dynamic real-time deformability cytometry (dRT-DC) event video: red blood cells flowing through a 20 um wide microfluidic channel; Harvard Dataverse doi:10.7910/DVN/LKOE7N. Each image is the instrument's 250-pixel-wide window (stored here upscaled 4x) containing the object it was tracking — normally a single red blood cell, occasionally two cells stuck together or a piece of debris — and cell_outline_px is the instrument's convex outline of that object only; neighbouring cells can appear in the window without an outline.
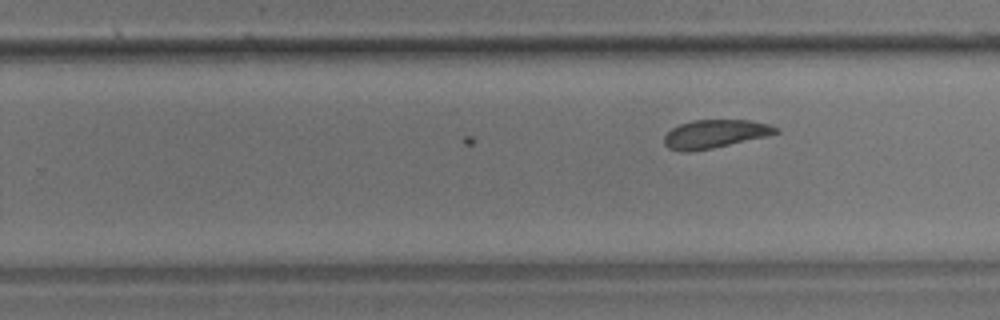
{"species": "common noctule bat (a hibernating species)", "species_latin": "Nyctalus noctula", "temperature_condition": "room temperature", "stored_images_in_passage": 19, "camera_frame_rate_fps": 3000, "um_per_image_px": 0.085, "animal": {"sex": "male", "body_mass_g": 17.9}, "frame": {"image": 1, "passage_image": 19, "time_ms": 6.0, "image_size_px": [1000, 320], "cell_outline_px": [[780, 132], [768, 136], [712, 148], [688, 152], [684, 152], [668, 148], [664, 144], [664, 136], [672, 128], [680, 124], [692, 120], [748, 120], [768, 124], [776, 128]], "centroid_in_image_um": [60.75, 11.38], "position_along_channel_um": 269.1, "area_um2": 18.32}}